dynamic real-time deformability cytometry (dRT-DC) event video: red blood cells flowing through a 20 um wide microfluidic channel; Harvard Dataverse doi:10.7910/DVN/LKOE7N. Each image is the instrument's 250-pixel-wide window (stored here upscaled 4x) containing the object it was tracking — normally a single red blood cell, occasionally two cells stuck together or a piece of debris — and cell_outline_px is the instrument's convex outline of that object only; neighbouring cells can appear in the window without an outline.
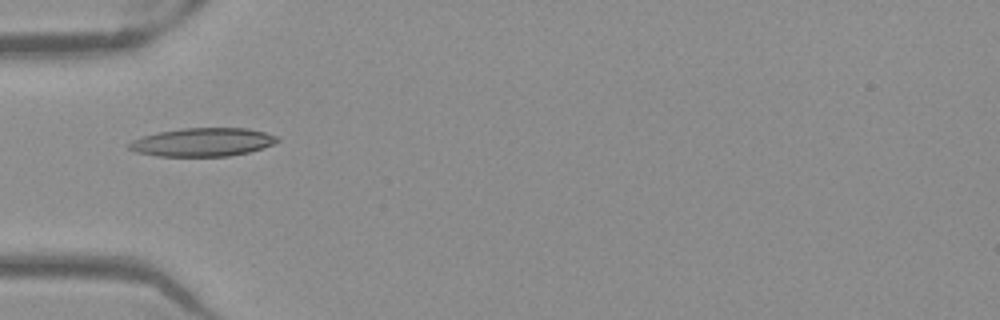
{"species": "Egyptian fruit bat (a non-hibernating species)", "species_latin": "Rousettus aegyptiacus", "temperature_condition": "warm", "stored_images_in_passage": 40, "camera_frame_rate_fps": 3000, "um_per_image_px": 0.085, "frame": {"image": 1, "passage_image": 6, "time_ms": 1.667, "image_size_px": [1000, 320], "cell_outline_px": [[280, 140], [272, 144], [248, 152], [228, 156], [156, 156], [136, 152], [124, 148], [132, 140], [156, 132], [180, 128], [248, 128], [264, 132], [276, 136]], "centroid_in_image_um": [17.15, 12.08], "position_along_channel_um": 67.8, "area_um2": 24.57}}
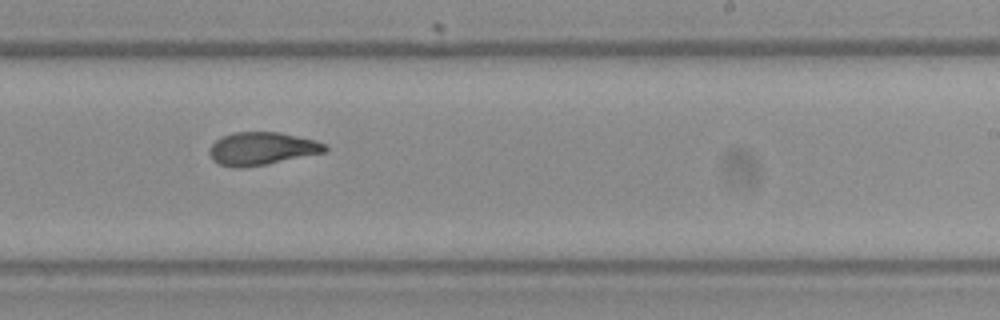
{"frame": {"image": 2, "passage_image": 21, "time_ms": 6.667, "image_size_px": [1000, 320], "cell_outline_px": [[328, 152], [264, 164], [240, 168], [236, 168], [220, 164], [212, 160], [208, 152], [208, 148], [220, 136], [232, 132], [280, 132], [316, 140], [324, 144], [328, 148]], "centroid_in_image_um": [22.24, 12.62], "position_along_channel_um": 266.8, "area_um2": 22.25}}
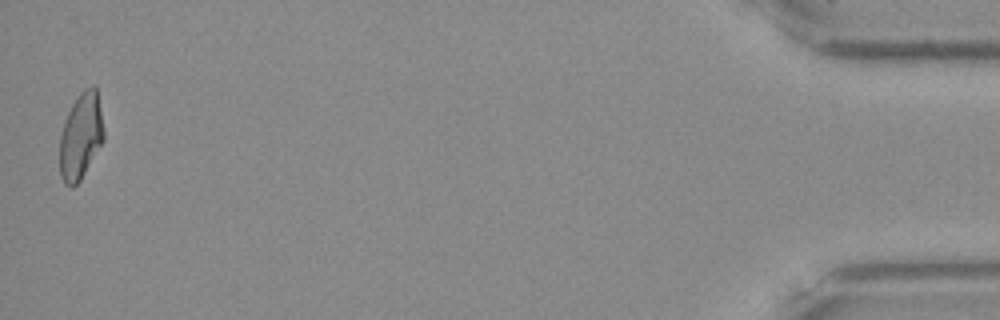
{"frame": {"image": 3, "passage_image": 40, "time_ms": 13.0, "image_size_px": [1000, 320], "cell_outline_px": [[104, 140], [80, 180], [72, 188], [64, 184], [60, 176], [60, 136], [64, 120], [72, 104], [80, 92], [84, 88], [92, 84], [96, 88], [104, 132]], "centroid_in_image_um": [6.85, 11.58], "position_along_channel_um": 428.3, "area_um2": 22.08}, "authors_computed_cell_mechanics": {"area_um2": 22.3108, "velocity_mm_per_s": 3.9753, "shape_relaxation_time_tau1_ms": null, "shape_relaxation_time_tau2_ms": 2.5034, "deformation_change_tau1": null, "deformation_change_tau2": 0.1025}}